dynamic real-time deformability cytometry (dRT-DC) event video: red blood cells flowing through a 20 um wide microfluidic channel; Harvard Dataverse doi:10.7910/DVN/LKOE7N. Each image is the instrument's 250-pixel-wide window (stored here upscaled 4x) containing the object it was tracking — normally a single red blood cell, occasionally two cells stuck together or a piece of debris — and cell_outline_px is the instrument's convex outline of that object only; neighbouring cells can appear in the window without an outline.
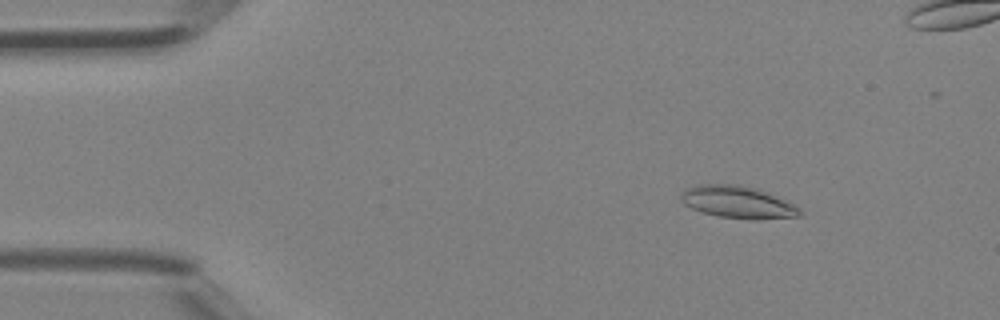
{"species": "Egyptian fruit bat (a non-hibernating species)", "species_latin": "Rousettus aegyptiacus", "temperature_condition": "room temperature", "stored_images_in_passage": 41, "camera_frame_rate_fps": 3000, "um_per_image_px": 0.085, "animal": {"sex": "female"}, "frame": {"image": 1, "passage_image": 4, "time_ms": 1.0, "image_size_px": [1000, 320], "cell_outline_px": [[800, 216], [752, 220], [716, 216], [692, 208], [684, 204], [680, 200], [680, 196], [684, 188], [696, 184], [740, 184], [756, 188], [768, 192], [800, 208]], "centroid_in_image_um": [62.66, 17.17], "position_along_channel_um": 22.3, "area_um2": 22.43}}
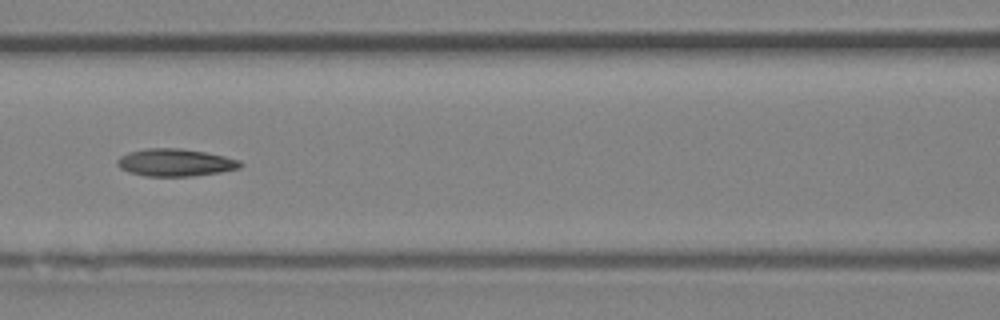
{"frame": {"image": 2, "passage_image": 17, "time_ms": 5.333, "image_size_px": [1000, 320], "cell_outline_px": [[244, 164], [240, 168], [220, 172], [192, 176], [144, 176], [128, 172], [120, 168], [116, 164], [116, 160], [120, 156], [128, 152], [148, 148], [180, 148], [204, 152], [224, 156], [240, 160]], "centroid_in_image_um": [14.88, 13.82], "position_along_channel_um": 151.7, "area_um2": 19.77}}
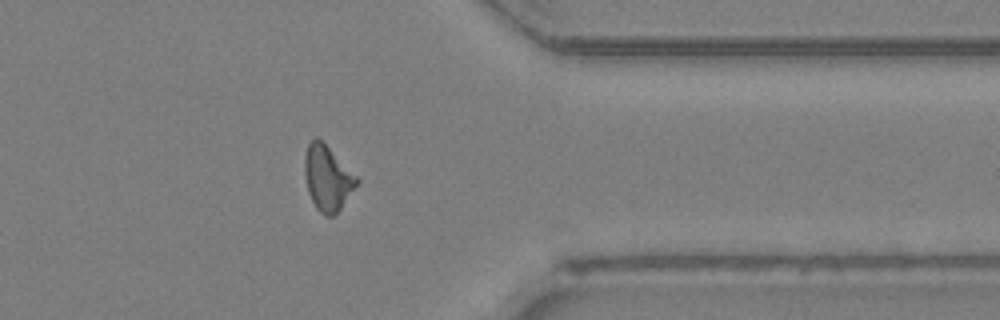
{"frame": {"image": 3, "passage_image": 32, "time_ms": 10.333, "image_size_px": [1000, 320], "cell_outline_px": [[360, 180], [340, 208], [332, 216], [324, 216], [316, 208], [308, 192], [304, 172], [304, 156], [308, 144], [316, 136]], "centroid_in_image_um": [27.8, 15.15], "position_along_channel_um": 383.6, "area_um2": 19.19}}